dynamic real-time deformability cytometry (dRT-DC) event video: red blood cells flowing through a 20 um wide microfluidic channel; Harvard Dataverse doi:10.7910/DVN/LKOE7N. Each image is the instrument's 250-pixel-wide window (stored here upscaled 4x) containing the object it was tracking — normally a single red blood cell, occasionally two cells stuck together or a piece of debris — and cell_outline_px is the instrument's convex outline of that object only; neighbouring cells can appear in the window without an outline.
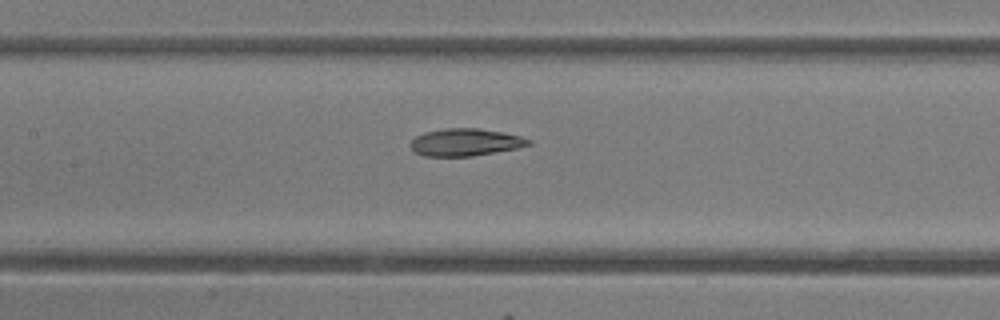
{"species": "common noctule bat (a hibernating species)", "species_latin": "Nyctalus noctula", "temperature_condition": "room temperature", "stored_images_in_passage": 7, "camera_frame_rate_fps": 3000, "um_per_image_px": 0.085, "animal": {"sex": "female"}, "frame": {"image": 1, "passage_image": 7, "time_ms": 7.333, "image_size_px": [1000, 320], "cell_outline_px": [[532, 144], [516, 148], [472, 156], [424, 156], [412, 152], [408, 144], [416, 136], [424, 132], [444, 128], [480, 128], [520, 136], [532, 140]], "centroid_in_image_um": [39.49, 12.09], "position_along_channel_um": 167.9, "area_um2": 18.9}}